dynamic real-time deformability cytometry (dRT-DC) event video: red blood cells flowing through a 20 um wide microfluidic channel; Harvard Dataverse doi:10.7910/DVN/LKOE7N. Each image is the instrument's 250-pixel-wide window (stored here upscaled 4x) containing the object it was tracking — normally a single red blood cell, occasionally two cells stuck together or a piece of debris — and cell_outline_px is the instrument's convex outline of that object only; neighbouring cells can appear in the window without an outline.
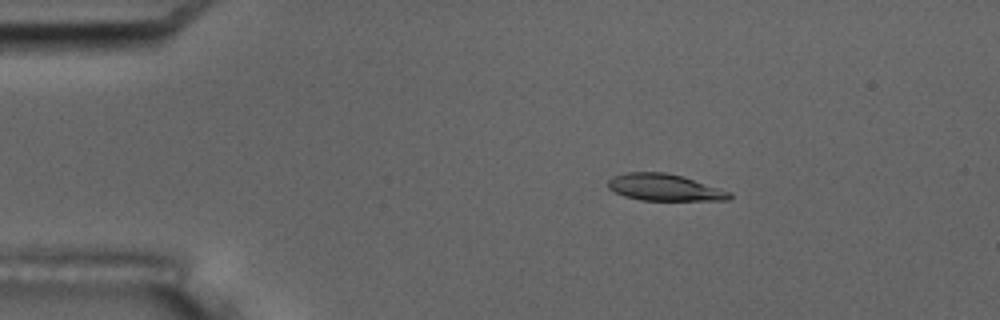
{"species": "common noctule bat (a hibernating species)", "species_latin": "Nyctalus noctula", "temperature_condition": "room temperature", "stored_images_in_passage": 4, "camera_frame_rate_fps": 3000, "um_per_image_px": 0.085, "animal": {"sex": "male", "body_mass_g": 17.5, "forearm_length_mm": 52.3}, "frame": {"image": 1, "passage_image": 3, "time_ms": 2.0, "image_size_px": [1000, 320], "cell_outline_px": [[732, 196], [728, 200], [640, 200], [624, 196], [608, 188], [608, 180], [612, 176], [628, 172], [664, 172], [684, 176], [732, 192]], "centroid_in_image_um": [56.49, 15.92], "position_along_channel_um": 28.5, "area_um2": 19.02}}